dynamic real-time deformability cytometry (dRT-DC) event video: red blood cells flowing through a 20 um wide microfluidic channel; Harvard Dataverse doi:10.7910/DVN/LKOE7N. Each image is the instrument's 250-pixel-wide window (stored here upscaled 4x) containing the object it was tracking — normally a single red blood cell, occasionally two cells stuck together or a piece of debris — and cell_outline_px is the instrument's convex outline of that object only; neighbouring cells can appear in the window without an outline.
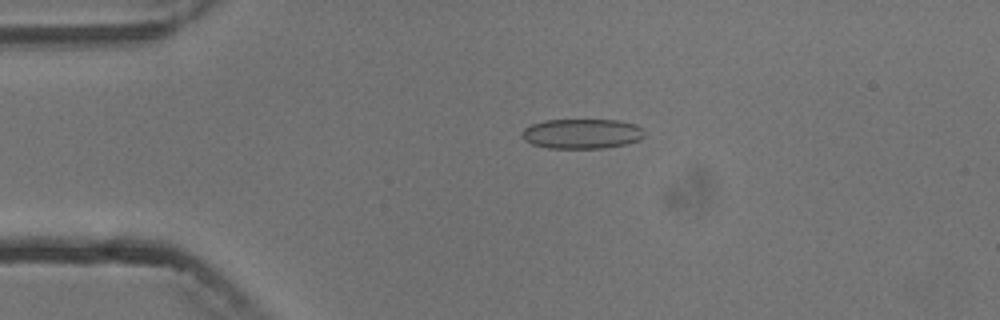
{"species": "common noctule bat (a hibernating species)", "species_latin": "Nyctalus noctula", "temperature_condition": "cold", "stored_images_in_passage": 4, "camera_frame_rate_fps": 3000, "um_per_image_px": 0.085, "animal": {"sex": "male", "body_mass_g": 13.3}, "frame": {"image": 1, "passage_image": 3, "time_ms": 3.0, "image_size_px": [1000, 320], "cell_outline_px": [[644, 136], [640, 140], [628, 144], [604, 148], [548, 148], [532, 144], [524, 140], [520, 132], [524, 128], [532, 124], [544, 120], [620, 120], [636, 124], [644, 132]], "centroid_in_image_um": [49.46, 11.37], "position_along_channel_um": 35.5, "area_um2": 21.5}}